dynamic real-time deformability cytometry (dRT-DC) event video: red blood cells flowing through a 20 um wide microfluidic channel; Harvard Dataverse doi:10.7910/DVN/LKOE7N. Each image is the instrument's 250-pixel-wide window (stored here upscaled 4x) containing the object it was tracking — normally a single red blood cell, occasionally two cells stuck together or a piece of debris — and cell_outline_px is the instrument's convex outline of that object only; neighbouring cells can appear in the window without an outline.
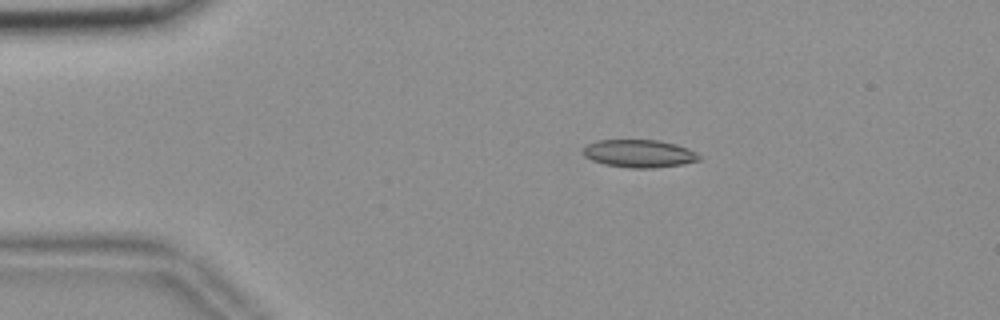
{"species": "common noctule bat (a hibernating species)", "species_latin": "Nyctalus noctula", "temperature_condition": "room temperature", "stored_images_in_passage": 38, "camera_frame_rate_fps": 3000, "um_per_image_px": 0.085, "animal": {"sex": "female", "body_mass_g": 18.4}, "frame": {"image": 1, "passage_image": 1, "time_ms": 0.0, "image_size_px": [1000, 320], "cell_outline_px": [[700, 160], [680, 164], [652, 168], [628, 168], [604, 164], [592, 160], [584, 156], [584, 148], [588, 144], [596, 140], [660, 140], [676, 144], [688, 148], [696, 152], [700, 156]], "centroid_in_image_um": [54.33, 13.05], "position_along_channel_um": 30.7, "area_um2": 18.73}}
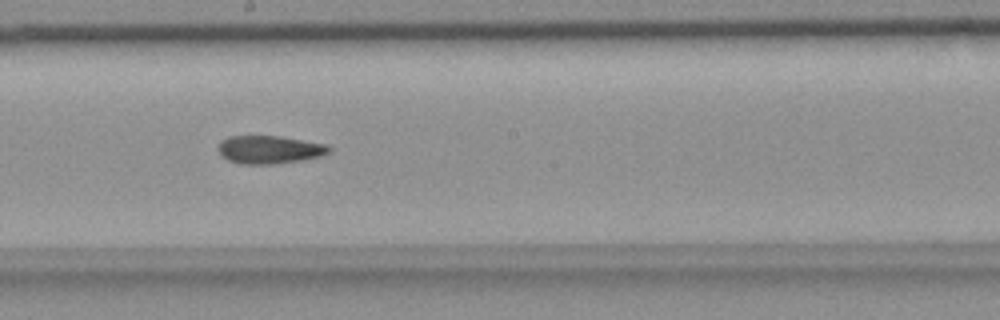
{"frame": {"image": 2, "passage_image": 21, "time_ms": 6.667, "image_size_px": [1000, 320], "cell_outline_px": [[332, 148], [328, 152], [320, 156], [300, 160], [272, 164], [240, 164], [228, 160], [220, 156], [216, 148], [220, 140], [228, 136], [280, 136], [328, 144]], "centroid_in_image_um": [22.84, 12.71], "position_along_channel_um": 225.4, "area_um2": 18.32}}
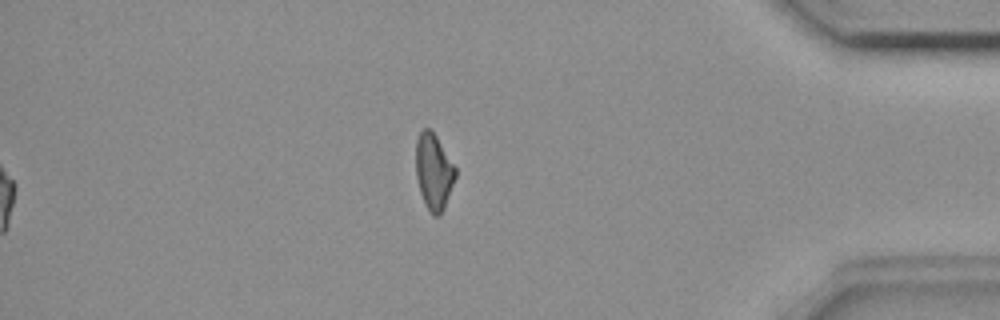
{"frame": {"image": 3, "passage_image": 38, "time_ms": 12.333, "image_size_px": [1000, 320], "cell_outline_px": [[456, 176], [444, 208], [440, 216], [432, 216], [428, 212], [424, 204], [420, 192], [416, 176], [416, 140], [420, 132], [424, 128], [428, 128], [436, 136], [456, 168]], "centroid_in_image_um": [36.85, 14.63], "position_along_channel_um": 398.3, "area_um2": 17.51}, "authors_computed_cell_mechanics": {"area_um2": 18.4382, "velocity_mm_per_s": 3.6686, "shape_relaxation_time_tau1_ms": 10.8617, "shape_relaxation_time_tau2_ms": 6.8847, "deformation_change_tau1": 0.2014, "deformation_change_tau2": 0.1615}}